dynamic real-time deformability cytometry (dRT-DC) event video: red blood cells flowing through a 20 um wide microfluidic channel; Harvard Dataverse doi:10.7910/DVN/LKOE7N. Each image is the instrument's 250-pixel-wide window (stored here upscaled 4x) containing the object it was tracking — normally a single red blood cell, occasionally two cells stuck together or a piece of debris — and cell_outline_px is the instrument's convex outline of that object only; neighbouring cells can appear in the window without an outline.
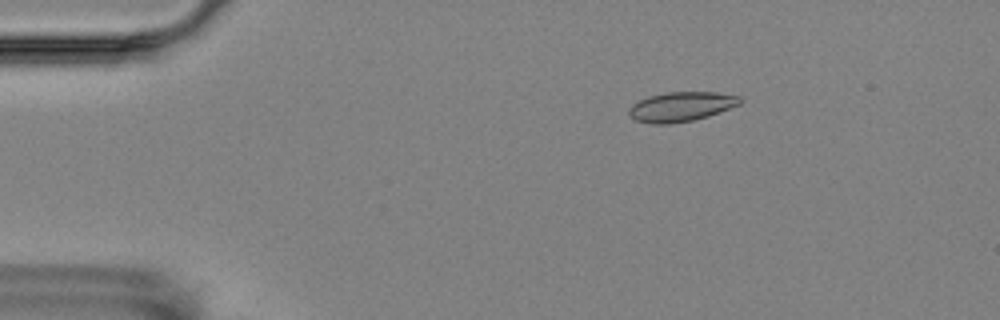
{"species": "Egyptian fruit bat (a non-hibernating species)", "species_latin": "Rousettus aegyptiacus", "temperature_condition": "room temperature", "stored_images_in_passage": 5, "camera_frame_rate_fps": 3000, "um_per_image_px": 0.085, "animal": {"sex": "female"}, "frame": {"image": 1, "passage_image": 3, "time_ms": 2.0, "image_size_px": [1000, 320], "cell_outline_px": [[744, 100], [740, 104], [708, 116], [692, 120], [668, 124], [652, 124], [636, 120], [628, 112], [628, 108], [632, 104], [648, 96], [664, 92], [716, 92], [740, 96]], "centroid_in_image_um": [57.9, 9.05], "position_along_channel_um": 27.1, "area_um2": 19.13}}